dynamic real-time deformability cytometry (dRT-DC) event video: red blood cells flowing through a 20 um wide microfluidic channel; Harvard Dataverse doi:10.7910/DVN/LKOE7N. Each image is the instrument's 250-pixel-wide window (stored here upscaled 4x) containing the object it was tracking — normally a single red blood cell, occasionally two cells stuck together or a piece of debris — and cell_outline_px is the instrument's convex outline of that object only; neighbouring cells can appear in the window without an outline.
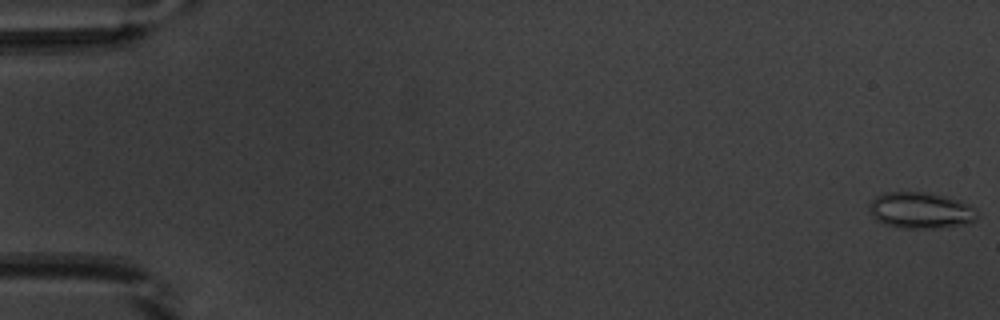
{"species": "common noctule bat (a hibernating species)", "species_latin": "Nyctalus noctula", "temperature_condition": "warm", "stored_images_in_passage": 53, "camera_frame_rate_fps": 3000, "um_per_image_px": 0.085, "animal": {"sex": "male", "body_mass_g": 20.1, "forearm_length_mm": 53.5}, "frame": {"image": 1, "passage_image": 1, "time_ms": 0.0, "image_size_px": [1000, 320], "cell_outline_px": [[976, 220], [968, 224], [940, 228], [896, 228], [884, 224], [876, 220], [872, 216], [868, 208], [868, 204], [876, 196], [884, 192], [924, 192], [948, 196], [972, 204], [976, 216]], "centroid_in_image_um": [78.25, 17.88], "position_along_channel_um": 6.8, "area_um2": 23.24}}
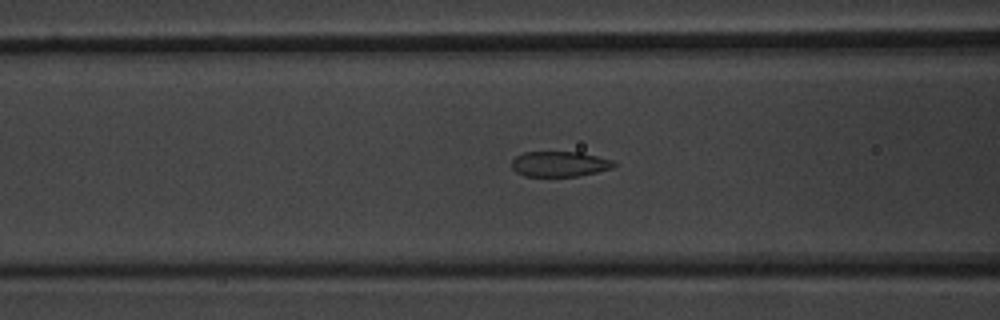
{"frame": {"image": 2, "passage_image": 22, "time_ms": 7.0, "image_size_px": [1000, 320], "cell_outline_px": [[616, 164], [612, 168], [580, 176], [524, 176], [516, 172], [512, 168], [512, 160], [516, 156], [524, 152], [580, 152], [612, 160]], "centroid_in_image_um": [47.54, 13.94], "position_along_channel_um": 119.1, "area_um2": 15.03}}
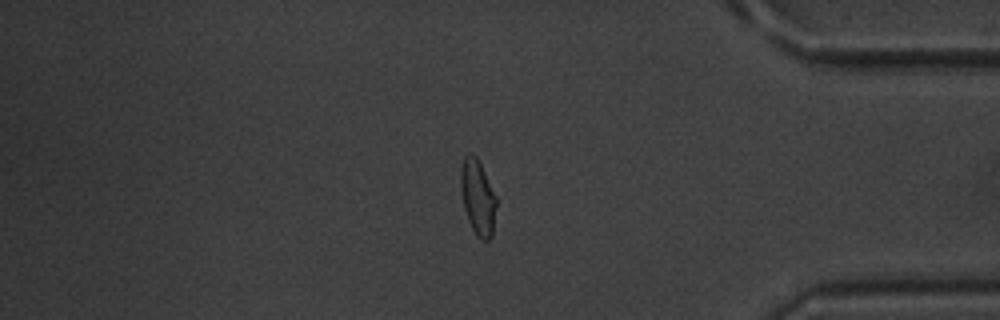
{"frame": {"image": 3, "passage_image": 45, "time_ms": 14.667, "image_size_px": [1000, 320], "cell_outline_px": [[496, 204], [492, 236], [488, 240], [480, 240], [476, 236], [468, 220], [464, 208], [460, 188], [460, 168], [464, 156], [468, 152], [472, 152], [476, 156], [496, 196]], "centroid_in_image_um": [40.58, 16.76], "position_along_channel_um": 394.6, "area_um2": 15.66}, "authors_computed_cell_mechanics": {"area_um2": 16.2418, "velocity_mm_per_s": 3.9008, "shape_relaxation_time_tau1_ms": 3.5048, "shape_relaxation_time_tau2_ms": 0.8539, "deformation_change_tau1": 0.1327, "deformation_change_tau2": 0.0597}}